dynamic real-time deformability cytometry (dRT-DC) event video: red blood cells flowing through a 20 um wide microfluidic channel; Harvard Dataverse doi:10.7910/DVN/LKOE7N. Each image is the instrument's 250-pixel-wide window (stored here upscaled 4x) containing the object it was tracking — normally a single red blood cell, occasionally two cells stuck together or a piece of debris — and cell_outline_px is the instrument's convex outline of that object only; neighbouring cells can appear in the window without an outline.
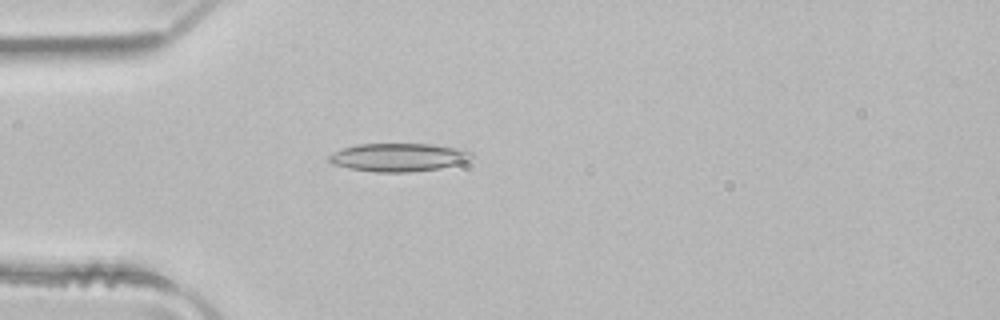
{"species": "common noctule bat (a hibernating species)", "species_latin": "Nyctalus noctula", "temperature_condition": "room temperature", "stored_images_in_passage": 3, "camera_frame_rate_fps": 3000, "um_per_image_px": 0.085, "animal": {"sex": "male", "body_mass_g": 21.5, "forearm_length_mm": 52.0}, "frame": {"image": 1, "passage_image": 3, "time_ms": 0.667, "image_size_px": [1000, 320], "cell_outline_px": [[472, 156], [468, 160], [456, 164], [440, 168], [408, 172], [376, 172], [348, 168], [332, 164], [328, 160], [328, 156], [344, 148], [356, 144], [432, 144], [456, 148], [472, 152]], "centroid_in_image_um": [33.84, 13.37], "position_along_channel_um": 51.2, "area_um2": 23.18}}